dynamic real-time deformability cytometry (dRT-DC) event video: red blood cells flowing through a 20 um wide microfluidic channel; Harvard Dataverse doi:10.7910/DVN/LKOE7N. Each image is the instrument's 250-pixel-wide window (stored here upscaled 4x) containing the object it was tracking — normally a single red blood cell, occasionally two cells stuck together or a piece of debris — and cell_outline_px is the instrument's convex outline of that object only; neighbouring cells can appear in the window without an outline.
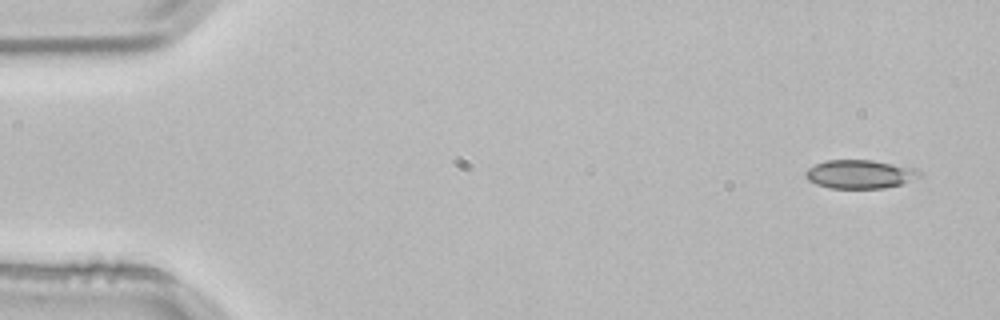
{"species": "common noctule bat (a hibernating species)", "species_latin": "Nyctalus noctula", "temperature_condition": "room temperature", "stored_images_in_passage": 4, "camera_frame_rate_fps": 3000, "um_per_image_px": 0.085, "animal": {"sex": "male", "body_mass_g": 21.5, "forearm_length_mm": 52.0}, "frame": {"image": 1, "passage_image": 1, "time_ms": 0.0, "image_size_px": [1000, 320], "cell_outline_px": [[924, 176], [904, 184], [884, 188], [828, 188], [816, 184], [808, 180], [804, 176], [804, 172], [808, 168], [824, 160], [872, 160], [912, 168], [920, 172]], "centroid_in_image_um": [73.08, 14.81], "position_along_channel_um": 11.9, "area_um2": 19.13}}
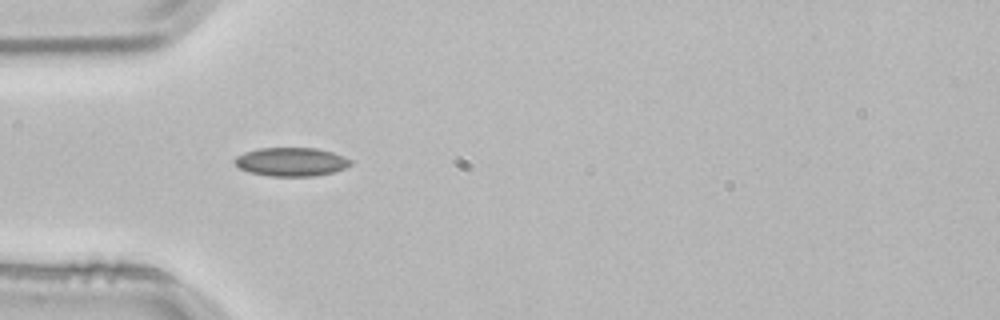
{"frame": {"image": 2, "passage_image": 4, "time_ms": 1.0, "image_size_px": [1000, 320], "cell_outline_px": [[352, 164], [344, 168], [332, 172], [312, 176], [268, 176], [248, 172], [240, 168], [232, 160], [236, 156], [244, 152], [260, 148], [316, 148], [332, 152], [344, 156], [352, 160]], "centroid_in_image_um": [24.73, 13.75], "position_along_channel_um": 60.3, "area_um2": 19.36}}